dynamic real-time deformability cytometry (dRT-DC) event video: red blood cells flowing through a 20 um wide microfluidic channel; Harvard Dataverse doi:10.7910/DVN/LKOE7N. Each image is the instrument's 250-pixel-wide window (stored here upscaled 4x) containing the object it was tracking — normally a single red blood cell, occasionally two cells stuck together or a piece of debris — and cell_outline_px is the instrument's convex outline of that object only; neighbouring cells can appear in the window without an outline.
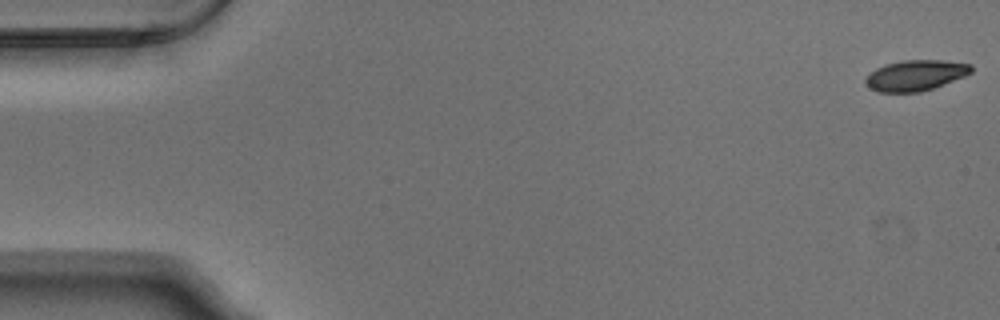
{"species": "Egyptian fruit bat (a non-hibernating species)", "species_latin": "Rousettus aegyptiacus", "temperature_condition": "warm", "stored_images_in_passage": 54, "camera_frame_rate_fps": 3000, "um_per_image_px": 0.085, "animal": {"sex": "male"}, "frame": {"image": 1, "passage_image": 1, "time_ms": 0.0, "image_size_px": [1000, 320], "cell_outline_px": [[972, 72], [964, 76], [932, 88], [920, 92], [876, 92], [864, 84], [864, 80], [876, 68], [884, 64], [904, 60], [944, 60], [972, 64]], "centroid_in_image_um": [77.8, 6.4], "position_along_channel_um": 7.2, "area_um2": 18.84}}
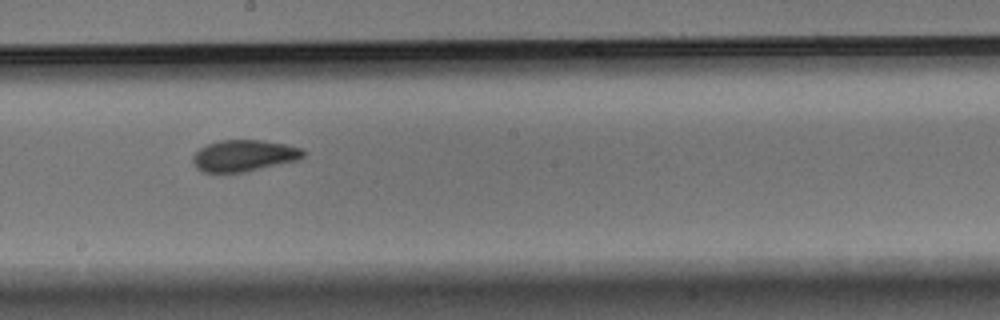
{"frame": {"image": 2, "passage_image": 30, "time_ms": 9.667, "image_size_px": [1000, 320], "cell_outline_px": [[308, 152], [300, 160], [244, 172], [204, 172], [196, 168], [192, 160], [192, 156], [200, 148], [208, 144], [220, 140], [260, 140], [284, 144], [300, 148]], "centroid_in_image_um": [20.76, 13.23], "position_along_channel_um": 227.4, "area_um2": 20.29}}
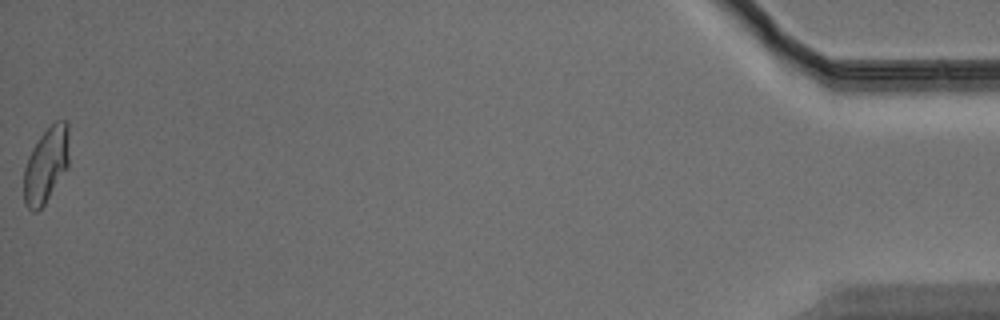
{"frame": {"image": 3, "passage_image": 54, "time_ms": 17.667, "image_size_px": [1000, 320], "cell_outline_px": [[68, 168], [44, 204], [36, 212], [32, 212], [24, 204], [24, 168], [28, 156], [32, 148], [40, 136], [56, 120], [68, 120]], "centroid_in_image_um": [3.91, 14.03], "position_along_channel_um": 431.3, "area_um2": 19.94}, "authors_computed_cell_mechanics": {"area_um2": 19.9988, "velocity_mm_per_s": 3.7723, "shape_relaxation_time_tau1_ms": 5.9011, "shape_relaxation_time_tau2_ms": 1.996, "deformation_change_tau1": 0.1715, "deformation_change_tau2": 0.0643}}